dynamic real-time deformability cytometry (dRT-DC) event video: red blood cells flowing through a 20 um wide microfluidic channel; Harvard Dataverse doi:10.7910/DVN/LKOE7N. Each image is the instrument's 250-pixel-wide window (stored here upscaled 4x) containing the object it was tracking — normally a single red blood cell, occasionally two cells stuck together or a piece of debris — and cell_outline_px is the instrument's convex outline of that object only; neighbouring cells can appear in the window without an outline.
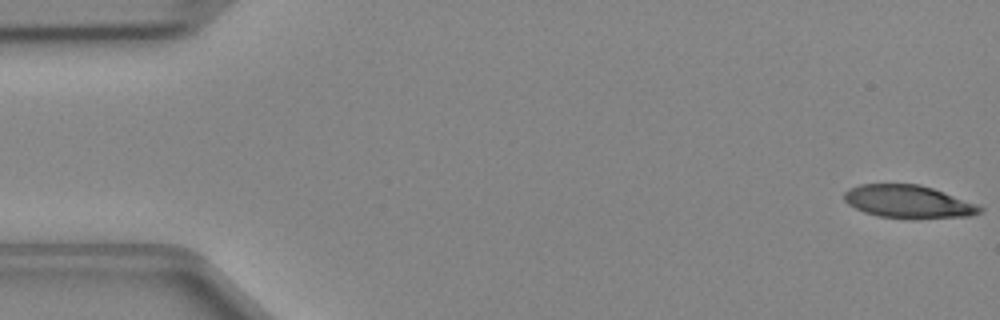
{"species": "Egyptian fruit bat (a non-hibernating species)", "species_latin": "Rousettus aegyptiacus", "temperature_condition": "cold", "stored_images_in_passage": 47, "camera_frame_rate_fps": 3000, "um_per_image_px": 0.085, "animal": {"sex": "female"}, "frame": {"image": 1, "passage_image": 1, "time_ms": 0.0, "image_size_px": [1000, 320], "cell_outline_px": [[984, 208], [980, 212], [972, 216], [876, 216], [864, 212], [848, 204], [844, 200], [844, 192], [848, 188], [860, 184], [920, 184], [932, 188], [976, 204]], "centroid_in_image_um": [77.13, 17.09], "position_along_channel_um": 7.9, "area_um2": 24.97}}
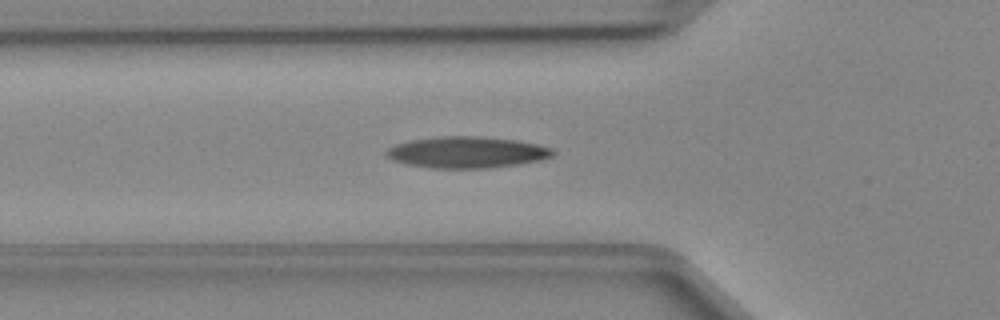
{"frame": {"image": 2, "passage_image": 16, "time_ms": 5.0, "image_size_px": [1000, 320], "cell_outline_px": [[556, 152], [552, 156], [540, 160], [516, 164], [488, 168], [432, 168], [408, 164], [392, 160], [384, 152], [388, 148], [396, 144], [408, 140], [440, 136], [476, 136], [516, 140], [536, 144], [552, 148]], "centroid_in_image_um": [39.67, 12.94], "position_along_channel_um": 86.1, "area_um2": 30.35}}
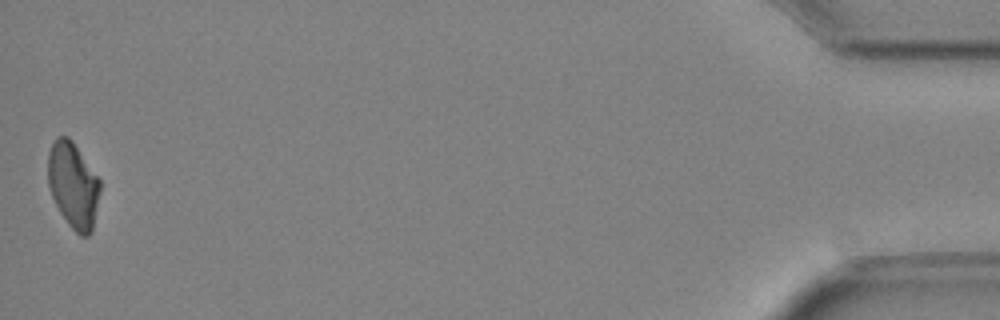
{"frame": {"image": 3, "passage_image": 47, "time_ms": 15.333, "image_size_px": [1000, 320], "cell_outline_px": [[100, 192], [92, 232], [88, 236], [80, 236], [68, 224], [60, 212], [52, 196], [48, 184], [48, 152], [56, 136], [68, 136], [72, 140], [100, 180]], "centroid_in_image_um": [6.22, 15.74], "position_along_channel_um": 429.0, "area_um2": 26.01}}